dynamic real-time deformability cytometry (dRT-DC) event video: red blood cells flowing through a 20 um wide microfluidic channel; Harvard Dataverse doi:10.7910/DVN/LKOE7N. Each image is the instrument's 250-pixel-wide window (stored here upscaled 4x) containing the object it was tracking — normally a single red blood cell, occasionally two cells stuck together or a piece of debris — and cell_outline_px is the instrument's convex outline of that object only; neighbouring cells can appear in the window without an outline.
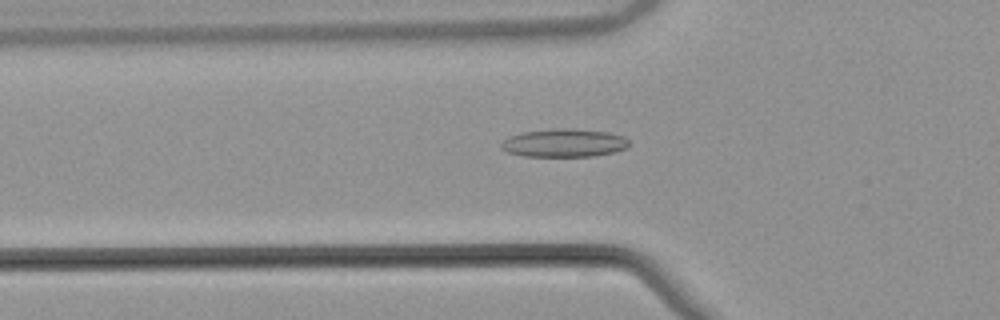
{"species": "common noctule bat (a hibernating species)", "species_latin": "Nyctalus noctula", "temperature_condition": "warm", "stored_images_in_passage": 54, "camera_frame_rate_fps": 3000, "um_per_image_px": 0.085, "animal": {"sex": "male", "body_mass_g": 21.5, "forearm_length_mm": 52.0}, "frame": {"image": 1, "passage_image": 19, "time_ms": 6.0, "image_size_px": [1000, 320], "cell_outline_px": [[628, 148], [616, 152], [596, 156], [524, 156], [508, 152], [500, 148], [500, 144], [504, 140], [512, 136], [524, 132], [556, 128], [572, 128], [608, 132], [624, 136], [628, 140]], "centroid_in_image_um": [47.99, 12.15], "position_along_channel_um": 77.8, "area_um2": 21.04}}
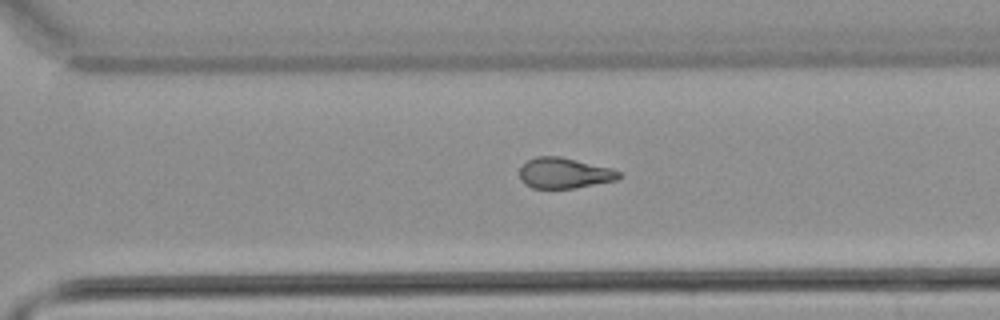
{"frame": {"image": 2, "passage_image": 38, "time_ms": 12.333, "image_size_px": [1000, 320], "cell_outline_px": [[624, 176], [616, 180], [572, 188], [532, 188], [524, 184], [520, 180], [520, 168], [528, 160], [536, 156], [560, 156], [612, 168], [620, 172]], "centroid_in_image_um": [47.96, 14.71], "position_along_channel_um": 322.6, "area_um2": 17.74}}
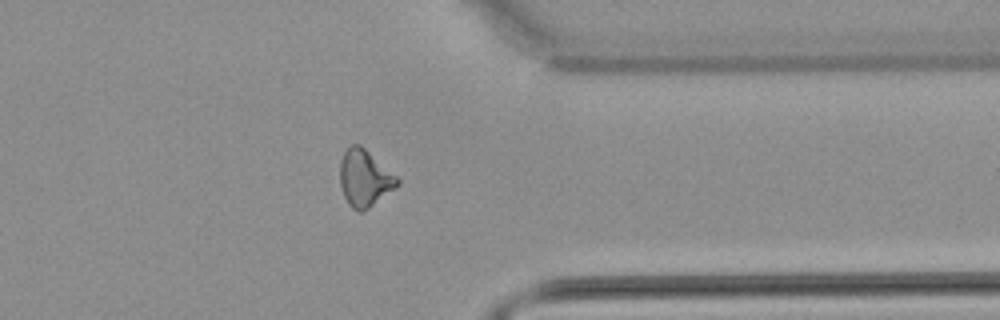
{"frame": {"image": 3, "passage_image": 43, "time_ms": 14.0, "image_size_px": [1000, 320], "cell_outline_px": [[400, 184], [396, 188], [368, 208], [360, 212], [356, 212], [348, 204], [344, 196], [340, 184], [340, 160], [344, 152], [352, 144], [360, 144], [396, 176], [400, 180]], "centroid_in_image_um": [30.98, 15.16], "position_along_channel_um": 380.4, "area_um2": 18.84}, "authors_computed_cell_mechanics": {"area_um2": 18.6983, "velocity_mm_per_s": 3.8631, "shape_relaxation_time_tau1_ms": null, "shape_relaxation_time_tau2_ms": 2.6093, "deformation_change_tau1": null, "deformation_change_tau2": 0.105}}